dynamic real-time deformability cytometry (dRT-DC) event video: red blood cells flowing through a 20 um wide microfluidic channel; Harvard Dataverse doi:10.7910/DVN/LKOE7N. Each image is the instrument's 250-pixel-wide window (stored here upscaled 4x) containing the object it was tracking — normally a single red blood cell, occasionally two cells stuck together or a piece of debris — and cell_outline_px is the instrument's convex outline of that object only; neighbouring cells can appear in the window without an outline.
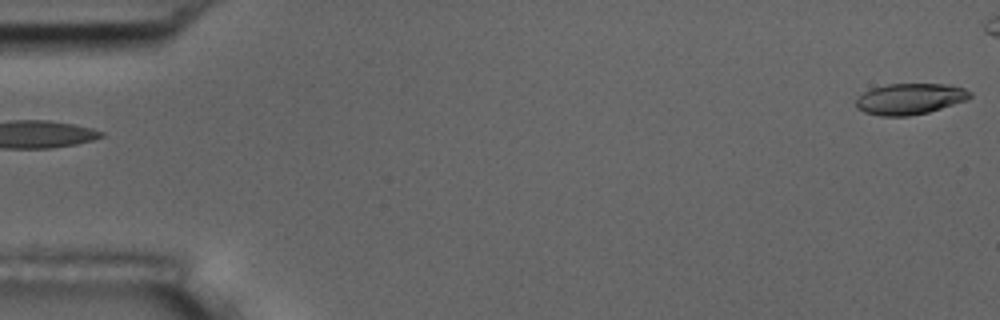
{"species": "common noctule bat (a hibernating species)", "species_latin": "Nyctalus noctula", "temperature_condition": "room temperature", "stored_images_in_passage": 12, "camera_frame_rate_fps": 3000, "um_per_image_px": 0.085, "animal": {"sex": "male", "body_mass_g": 17.5, "forearm_length_mm": 52.3}, "frame": {"image": 1, "passage_image": 1, "time_ms": 0.0, "image_size_px": [1000, 320], "cell_outline_px": [[972, 96], [968, 100], [928, 112], [908, 116], [880, 116], [864, 112], [856, 108], [856, 100], [864, 92], [872, 88], [888, 84], [944, 84], [964, 88], [972, 92]], "centroid_in_image_um": [77.36, 8.41], "position_along_channel_um": 7.6, "area_um2": 20.63}}
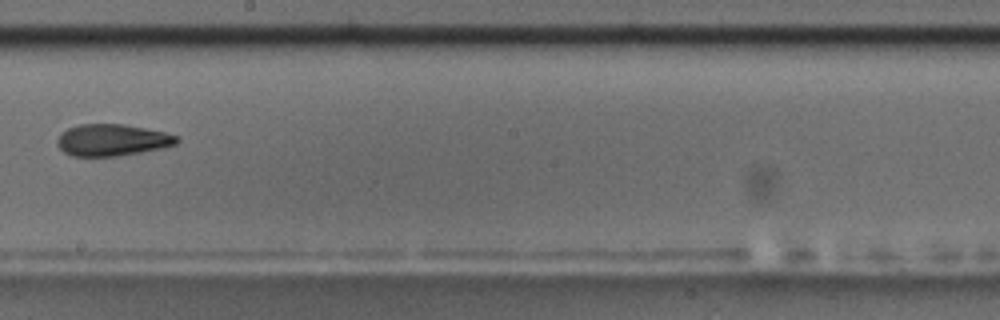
{"frame": {"image": 2, "passage_image": 9, "time_ms": 10.333, "image_size_px": [1000, 320], "cell_outline_px": [[180, 140], [176, 144], [164, 148], [116, 156], [72, 156], [64, 152], [56, 144], [56, 140], [60, 132], [68, 128], [80, 124], [124, 124], [164, 132], [180, 136]], "centroid_in_image_um": [9.53, 11.9], "position_along_channel_um": 238.7, "area_um2": 22.25}}